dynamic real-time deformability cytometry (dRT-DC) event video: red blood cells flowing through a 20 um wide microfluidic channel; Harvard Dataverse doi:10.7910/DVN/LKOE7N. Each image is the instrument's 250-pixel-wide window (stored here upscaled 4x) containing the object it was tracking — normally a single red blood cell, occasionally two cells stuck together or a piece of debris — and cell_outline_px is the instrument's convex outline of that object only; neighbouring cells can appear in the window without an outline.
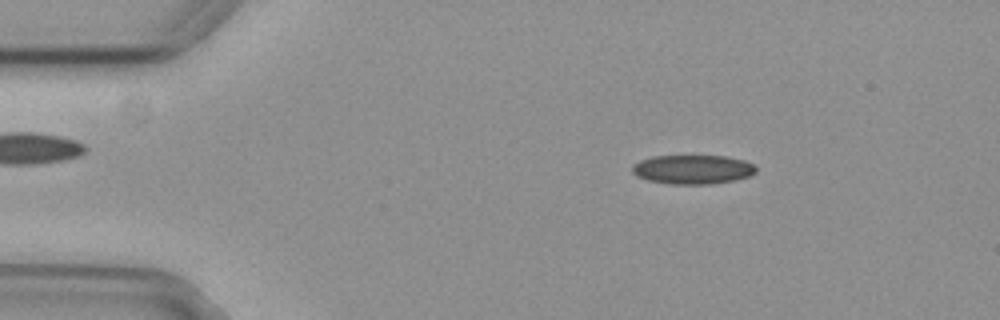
{"species": "common noctule bat (a hibernating species)", "species_latin": "Nyctalus noctula", "temperature_condition": "cold", "stored_images_in_passage": 49, "camera_frame_rate_fps": 3000, "um_per_image_px": 0.085, "animal": {"sex": "female", "body_mass_g": 29.2, "forearm_length_mm": 56.3}, "frame": {"image": 1, "passage_image": 2, "time_ms": 0.333, "image_size_px": [1000, 320], "cell_outline_px": [[756, 172], [748, 176], [736, 180], [712, 184], [668, 184], [648, 180], [636, 176], [632, 172], [632, 164], [640, 160], [652, 156], [724, 156], [744, 160], [752, 164], [756, 168]], "centroid_in_image_um": [58.85, 14.41], "position_along_channel_um": 26.1, "area_um2": 21.1}}
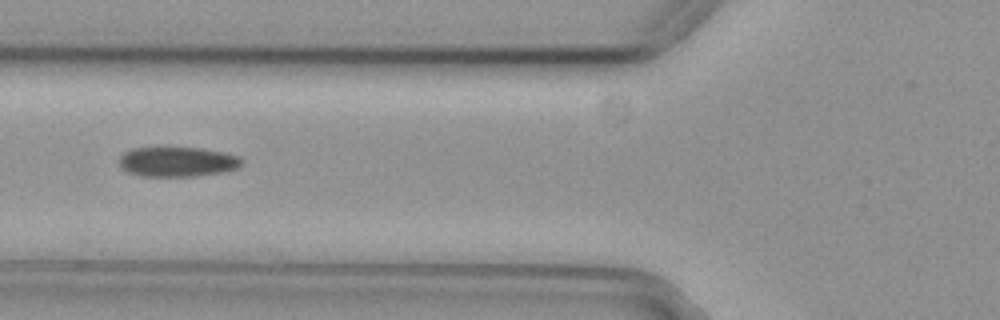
{"frame": {"image": 2, "passage_image": 14, "time_ms": 4.333, "image_size_px": [1000, 320], "cell_outline_px": [[244, 164], [236, 168], [224, 172], [196, 176], [140, 176], [128, 172], [120, 168], [120, 156], [124, 152], [132, 148], [204, 148], [224, 152], [240, 156], [244, 160]], "centroid_in_image_um": [15.12, 13.75], "position_along_channel_um": 110.7, "area_um2": 21.5}}
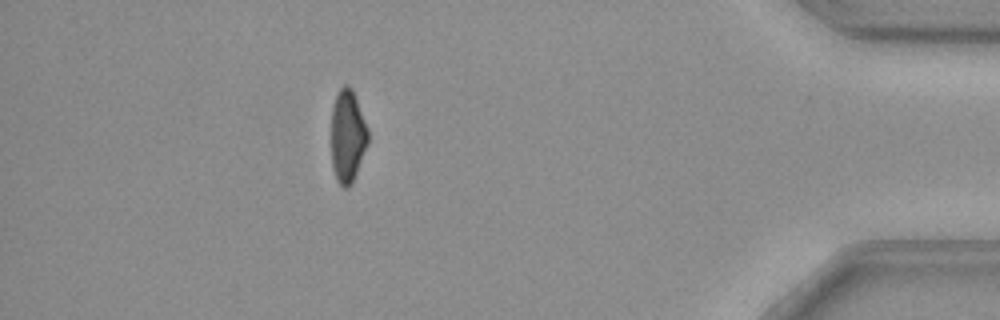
{"frame": {"image": 3, "passage_image": 42, "time_ms": 13.667, "image_size_px": [1000, 320], "cell_outline_px": [[368, 144], [352, 184], [348, 188], [344, 188], [336, 180], [332, 168], [332, 108], [336, 96], [340, 88], [344, 84], [348, 84], [352, 88], [368, 132]], "centroid_in_image_um": [29.54, 11.61], "position_along_channel_um": 405.7, "area_um2": 19.71}, "authors_computed_cell_mechanics": {"area_um2": 21.7328, "velocity_mm_per_s": 3.7251, "shape_relaxation_time_tau1_ms": 7.6614, "shape_relaxation_time_tau2_ms": 7.4708, "deformation_change_tau1": 0.1433, "deformation_change_tau2": 0.1274}}